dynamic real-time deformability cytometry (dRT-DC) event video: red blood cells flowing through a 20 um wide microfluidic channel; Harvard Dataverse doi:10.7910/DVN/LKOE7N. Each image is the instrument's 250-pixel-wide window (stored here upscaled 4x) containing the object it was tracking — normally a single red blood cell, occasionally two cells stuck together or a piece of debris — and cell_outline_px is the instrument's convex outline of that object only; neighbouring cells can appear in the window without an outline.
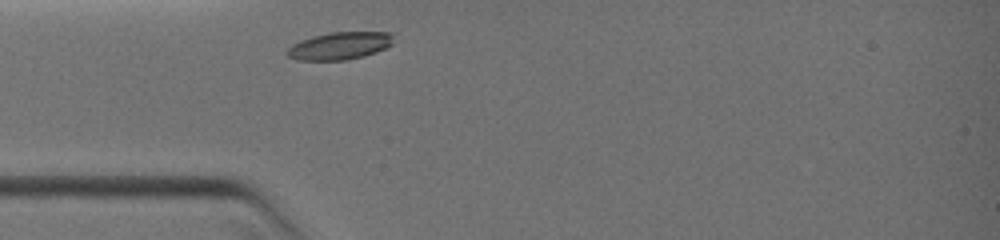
{"species": "common noctule bat (a hibernating species)", "species_latin": "Nyctalus noctula", "temperature_condition": "warm", "stored_images_in_passage": 18, "camera_frame_rate_fps": 3000, "um_per_image_px": 0.085, "animal": {"sex": "female", "body_mass_g": 19.0, "forearm_length_mm": 51.5}, "frame": {"image": 1, "passage_image": 1, "time_ms": 0.0, "image_size_px": [1000, 240], "cell_outline_px": [[392, 44], [376, 52], [364, 56], [344, 60], [296, 60], [288, 56], [284, 52], [292, 44], [300, 40], [312, 36], [328, 32], [392, 32]], "centroid_in_image_um": [28.83, 3.89], "position_along_channel_um": 56.2, "area_um2": 17.11}}
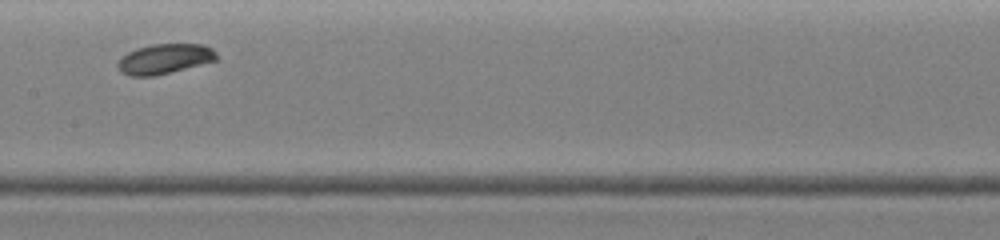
{"frame": {"image": 2, "passage_image": 10, "time_ms": 3.0, "image_size_px": [1000, 240], "cell_outline_px": [[216, 60], [152, 76], [132, 76], [120, 72], [116, 64], [128, 52], [136, 48], [152, 44], [204, 44], [212, 48], [216, 52]], "centroid_in_image_um": [13.97, 4.99], "position_along_channel_um": 193.4, "area_um2": 16.94}}
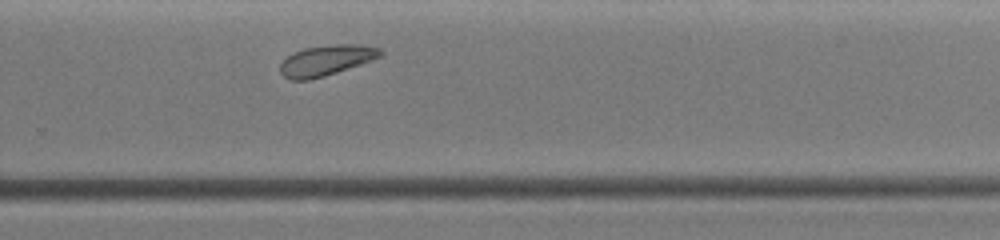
{"frame": {"image": 3, "passage_image": 18, "time_ms": 5.333, "image_size_px": [1000, 240], "cell_outline_px": [[384, 52], [380, 56], [360, 64], [324, 76], [308, 80], [288, 80], [280, 72], [280, 64], [288, 56], [304, 48], [336, 44], [360, 44], [380, 48]], "centroid_in_image_um": [27.72, 5.13], "position_along_channel_um": 302.1, "area_um2": 17.57}}